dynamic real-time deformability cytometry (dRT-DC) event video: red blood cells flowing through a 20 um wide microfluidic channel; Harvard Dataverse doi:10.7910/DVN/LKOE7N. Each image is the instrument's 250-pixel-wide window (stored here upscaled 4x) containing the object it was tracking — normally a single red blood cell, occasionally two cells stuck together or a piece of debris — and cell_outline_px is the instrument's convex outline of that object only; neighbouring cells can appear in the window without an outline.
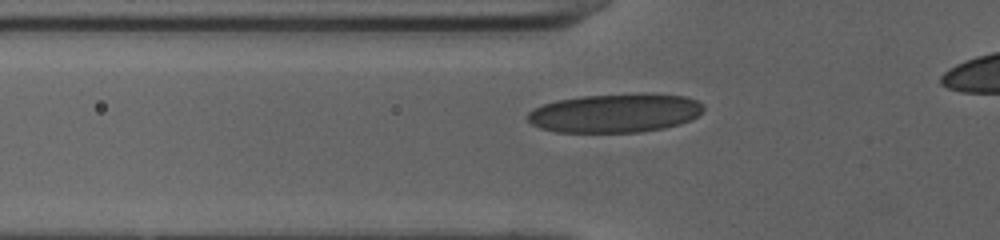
{"species": "human", "species_latin": "Homo sapiens", "temperature_condition": "cold", "stored_images_in_passage": 38, "camera_frame_rate_fps": 3000, "um_per_image_px": 0.085, "donor": {"sex": "female"}, "frame": {"image": 1, "passage_image": 10, "time_ms": 3.0, "image_size_px": [1000, 240], "cell_outline_px": [[704, 108], [696, 116], [680, 124], [664, 128], [640, 132], [556, 132], [540, 128], [532, 124], [528, 120], [528, 112], [532, 108], [556, 100], [584, 96], [684, 96], [696, 100], [704, 104]], "centroid_in_image_um": [52.21, 9.65], "position_along_channel_um": 73.6, "area_um2": 38.61}}
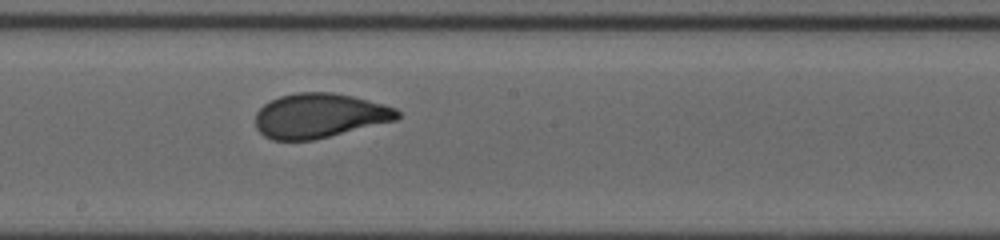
{"frame": {"image": 2, "passage_image": 21, "time_ms": 6.667, "image_size_px": [1000, 240], "cell_outline_px": [[400, 116], [396, 120], [312, 140], [272, 140], [264, 136], [256, 128], [256, 112], [264, 104], [280, 96], [296, 92], [332, 92], [352, 96], [384, 104], [396, 108], [400, 112]], "centroid_in_image_um": [27.14, 9.82], "position_along_channel_um": 221.1, "area_um2": 36.7}}
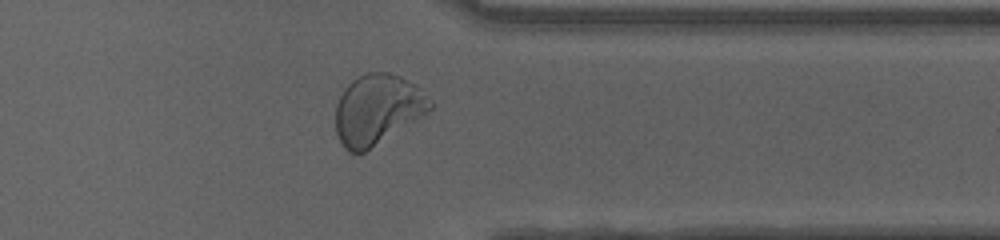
{"frame": {"image": 3, "passage_image": 33, "time_ms": 10.667, "image_size_px": [1000, 240], "cell_outline_px": [[432, 108], [428, 112], [364, 152], [348, 152], [344, 148], [336, 132], [336, 104], [344, 88], [352, 80], [368, 72], [388, 72], [400, 76], [416, 84], [432, 100]], "centroid_in_image_um": [32.08, 9.28], "position_along_channel_um": 379.3, "area_um2": 38.32}}